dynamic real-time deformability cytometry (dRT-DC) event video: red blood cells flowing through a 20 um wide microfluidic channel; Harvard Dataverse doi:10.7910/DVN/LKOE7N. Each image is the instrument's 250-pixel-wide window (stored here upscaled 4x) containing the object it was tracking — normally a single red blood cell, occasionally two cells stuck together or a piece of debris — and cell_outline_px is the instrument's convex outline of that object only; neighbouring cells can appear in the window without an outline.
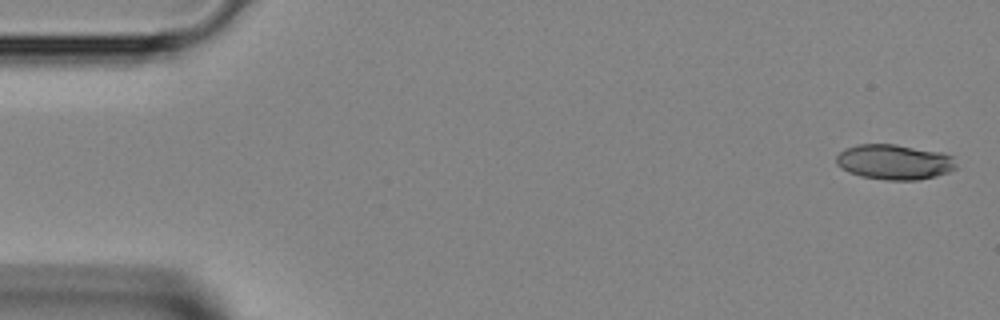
{"species": "Egyptian fruit bat (a non-hibernating species)", "species_latin": "Rousettus aegyptiacus", "temperature_condition": "room temperature", "stored_images_in_passage": 42, "camera_frame_rate_fps": 3000, "um_per_image_px": 0.085, "animal": {"sex": "female"}, "frame": {"image": 1, "passage_image": 1, "time_ms": 0.0, "image_size_px": [1000, 320], "cell_outline_px": [[956, 168], [948, 172], [936, 176], [916, 180], [884, 180], [860, 176], [848, 172], [836, 164], [836, 156], [844, 148], [856, 144], [896, 144], [940, 152], [952, 156], [956, 164]], "centroid_in_image_um": [75.98, 13.77], "position_along_channel_um": 9.0, "area_um2": 24.68}}
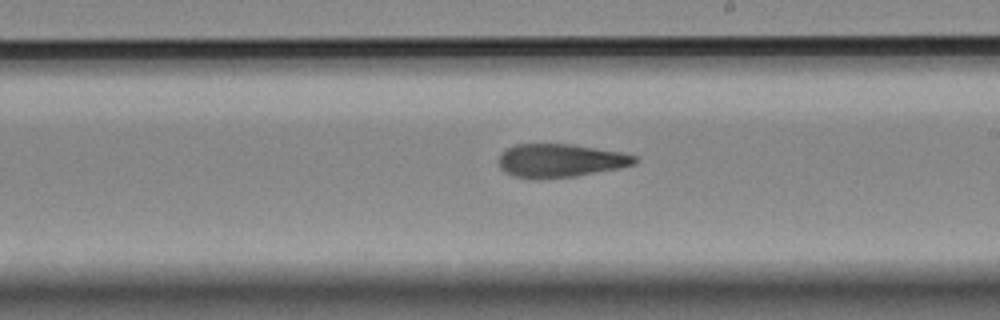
{"frame": {"image": 2, "passage_image": 24, "time_ms": 7.667, "image_size_px": [1000, 320], "cell_outline_px": [[636, 164], [620, 168], [576, 176], [512, 176], [504, 172], [500, 168], [500, 156], [508, 148], [516, 144], [572, 144], [620, 152], [636, 156]], "centroid_in_image_um": [47.67, 13.62], "position_along_channel_um": 241.3, "area_um2": 25.61}}
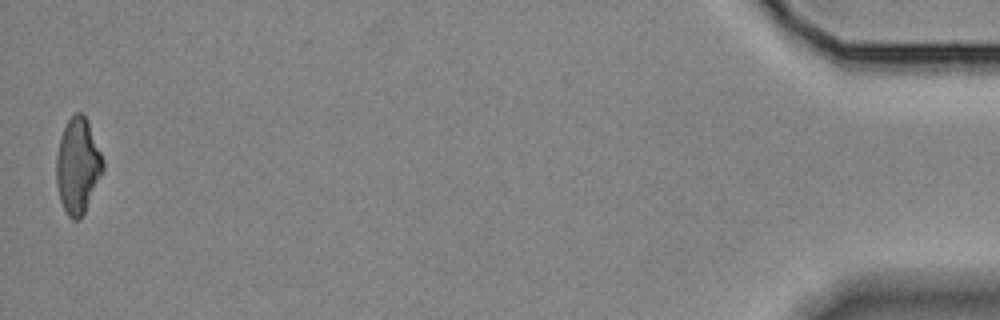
{"frame": {"image": 3, "passage_image": 42, "time_ms": 13.667, "image_size_px": [1000, 320], "cell_outline_px": [[104, 168], [84, 212], [80, 220], [72, 220], [68, 216], [60, 200], [56, 184], [56, 156], [60, 136], [68, 120], [76, 112], [84, 112], [88, 120], [104, 160]], "centroid_in_image_um": [6.6, 14.06], "position_along_channel_um": 428.6, "area_um2": 25.95}}